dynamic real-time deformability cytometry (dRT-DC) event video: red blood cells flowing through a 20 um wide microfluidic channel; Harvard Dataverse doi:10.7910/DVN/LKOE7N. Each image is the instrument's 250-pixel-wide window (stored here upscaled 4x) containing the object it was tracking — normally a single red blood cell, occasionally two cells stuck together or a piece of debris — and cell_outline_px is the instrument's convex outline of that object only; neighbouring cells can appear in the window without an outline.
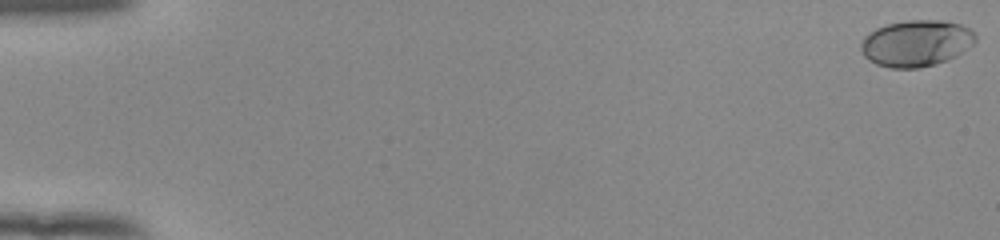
{"species": "human", "species_latin": "Homo sapiens", "temperature_condition": "room temperature", "stored_images_in_passage": 54, "camera_frame_rate_fps": 3000, "um_per_image_px": 0.085, "donor": {"sex": "female"}, "frame": {"image": 1, "passage_image": 1, "time_ms": 0.0, "image_size_px": [1000, 240], "cell_outline_px": [[976, 40], [972, 44], [956, 56], [948, 60], [936, 64], [920, 68], [888, 68], [876, 64], [868, 60], [864, 56], [860, 48], [860, 44], [864, 36], [868, 32], [876, 28], [888, 24], [908, 20], [940, 20], [960, 24], [976, 32]], "centroid_in_image_um": [77.86, 3.68], "position_along_channel_um": 7.1, "area_um2": 31.21}}
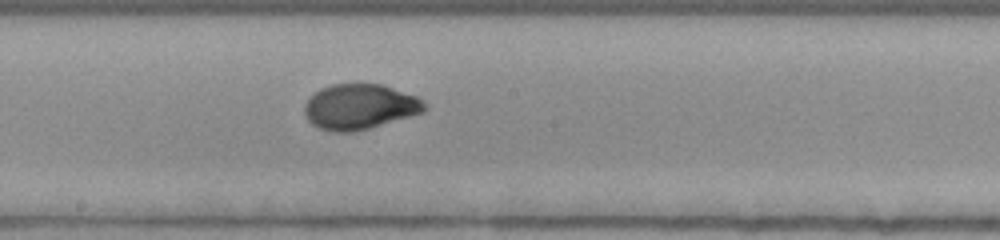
{"frame": {"image": 2, "passage_image": 31, "time_ms": 10.0, "image_size_px": [1000, 240], "cell_outline_px": [[428, 108], [424, 112], [368, 128], [352, 132], [332, 132], [320, 128], [312, 124], [304, 116], [304, 104], [320, 88], [332, 84], [380, 84], [416, 96], [428, 104]], "centroid_in_image_um": [30.57, 9.07], "position_along_channel_um": 217.6, "area_um2": 31.56}}
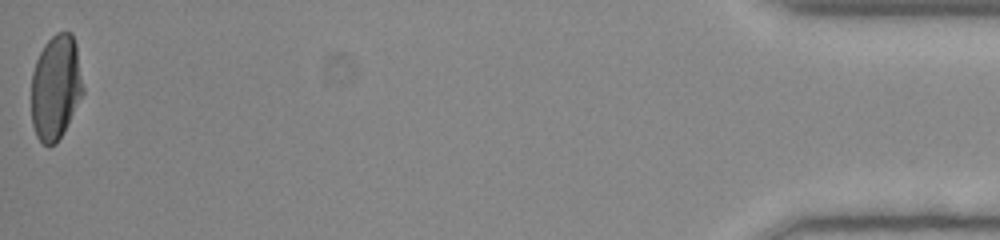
{"frame": {"image": 3, "passage_image": 54, "time_ms": 17.667, "image_size_px": [1000, 240], "cell_outline_px": [[84, 92], [64, 132], [56, 144], [48, 148], [36, 136], [32, 124], [32, 72], [36, 60], [44, 44], [56, 32], [72, 32], [76, 44], [84, 88]], "centroid_in_image_um": [4.74, 7.44], "position_along_channel_um": 430.5, "area_um2": 31.85}, "authors_computed_cell_mechanics": {"area_um2": 31.1542, "velocity_mm_per_s": 3.9319, "shape_relaxation_time_tau1_ms": 4.6769, "shape_relaxation_time_tau2_ms": null, "deformation_change_tau1": 0.1975, "deformation_change_tau2": null}}